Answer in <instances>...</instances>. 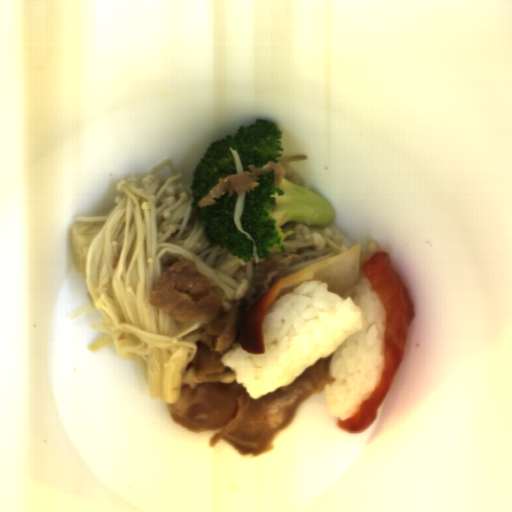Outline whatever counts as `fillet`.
I'll list each match as a JSON object with an SVG mask.
<instances>
[{"label": "fillet", "mask_w": 512, "mask_h": 512, "mask_svg": "<svg viewBox=\"0 0 512 512\" xmlns=\"http://www.w3.org/2000/svg\"><path fill=\"white\" fill-rule=\"evenodd\" d=\"M362 244L338 256L315 262L274 282L247 311L238 343L248 353L264 354L263 324L268 310L281 295L296 291L304 281L324 280L333 295H341L364 277L385 308L384 362L377 386L366 402L349 418L337 417L338 428L347 433L365 431L377 416L404 360L410 325L415 312L411 294L393 268L387 251L361 261Z\"/></svg>", "instance_id": "fillet-1"}]
</instances>
